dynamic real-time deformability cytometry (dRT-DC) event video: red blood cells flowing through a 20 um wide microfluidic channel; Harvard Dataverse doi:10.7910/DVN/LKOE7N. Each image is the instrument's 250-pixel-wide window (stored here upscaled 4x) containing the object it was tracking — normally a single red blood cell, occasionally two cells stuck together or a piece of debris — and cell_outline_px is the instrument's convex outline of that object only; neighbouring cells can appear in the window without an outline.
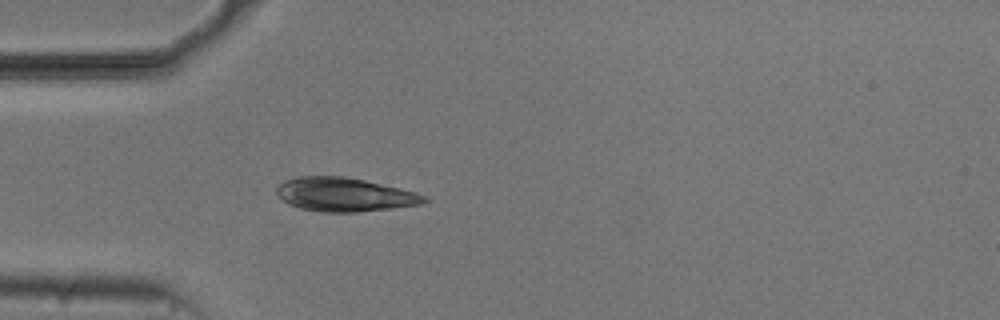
{"species": "common noctule bat (a hibernating species)", "species_latin": "Nyctalus noctula", "temperature_condition": "cold", "stored_images_in_passage": 11, "segment_of_instrument_passage": [1, 2], "camera_frame_rate_fps": 3000, "um_per_image_px": 0.085, "animal": {"sex": "male", "body_mass_g": 20.5, "forearm_length_mm": 52.5}, "frame": {"image": 1, "passage_image": 7, "time_ms": 2.0, "image_size_px": [1000, 320], "cell_outline_px": [[428, 200], [424, 204], [392, 208], [356, 212], [324, 212], [300, 208], [288, 204], [276, 196], [276, 188], [284, 180], [296, 176], [344, 176], [364, 180], [400, 188], [416, 192], [424, 196]], "centroid_in_image_um": [29.24, 16.53], "position_along_channel_um": 55.8, "area_um2": 29.13}}